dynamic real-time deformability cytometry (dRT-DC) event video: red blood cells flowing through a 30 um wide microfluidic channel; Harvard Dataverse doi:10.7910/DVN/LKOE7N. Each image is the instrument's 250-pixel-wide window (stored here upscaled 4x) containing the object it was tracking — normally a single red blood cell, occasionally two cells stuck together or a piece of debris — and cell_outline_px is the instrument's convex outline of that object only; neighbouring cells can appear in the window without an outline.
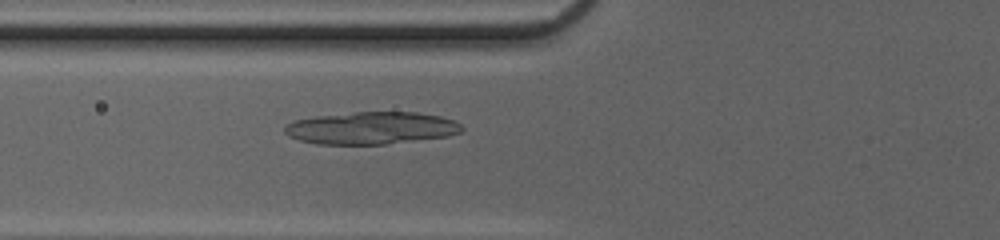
{"species": "common noctule bat (a hibernating species)", "species_latin": "Nyctalus noctula", "temperature_condition": "cold", "stored_images_in_passage": 49, "camera_frame_rate_fps": 3000, "um_per_image_px": 0.085, "animal": {"sex": "female", "body_mass_g": 20.0, "forearm_length_mm": 54.0}, "frame": {"image": 1, "passage_image": 19, "time_ms": 6.0, "image_size_px": [1000, 240], "cell_outline_px": [[464, 128], [460, 132], [448, 136], [384, 144], [316, 144], [300, 140], [288, 136], [284, 132], [284, 128], [292, 120], [316, 116], [356, 112], [416, 112], [440, 116], [452, 120], [460, 124]], "centroid_in_image_um": [31.53, 10.88], "position_along_channel_um": 94.3, "area_um2": 33.29}}
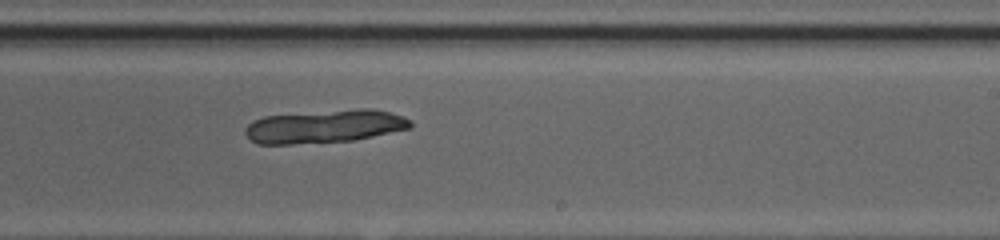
{"frame": {"image": 2, "passage_image": 31, "time_ms": 10.0, "image_size_px": [1000, 240], "cell_outline_px": [[412, 128], [352, 140], [292, 144], [256, 144], [244, 132], [244, 128], [252, 120], [264, 116], [356, 108], [372, 108], [388, 112], [412, 120]], "centroid_in_image_um": [27.58, 10.73], "position_along_channel_um": 261.4, "area_um2": 31.91}}
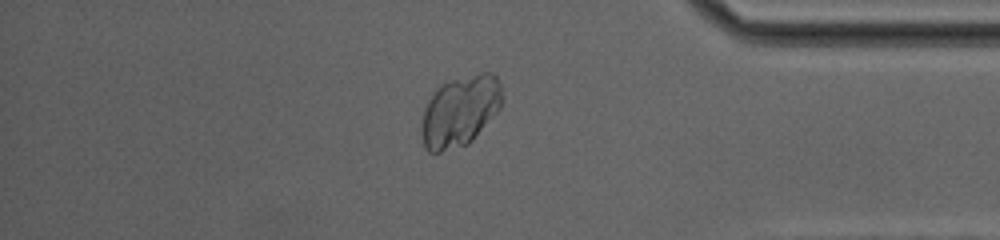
{"frame": {"image": 3, "passage_image": 42, "time_ms": 13.667, "image_size_px": [1000, 240], "cell_outline_px": [[504, 96], [500, 108], [472, 140], [468, 144], [440, 152], [428, 152], [424, 148], [420, 132], [420, 128], [424, 108], [428, 100], [436, 88], [440, 84], [452, 80], [480, 72], [492, 72], [496, 76], [500, 84]], "centroid_in_image_um": [39.08, 9.44], "position_along_channel_um": 396.1, "area_um2": 33.52}}